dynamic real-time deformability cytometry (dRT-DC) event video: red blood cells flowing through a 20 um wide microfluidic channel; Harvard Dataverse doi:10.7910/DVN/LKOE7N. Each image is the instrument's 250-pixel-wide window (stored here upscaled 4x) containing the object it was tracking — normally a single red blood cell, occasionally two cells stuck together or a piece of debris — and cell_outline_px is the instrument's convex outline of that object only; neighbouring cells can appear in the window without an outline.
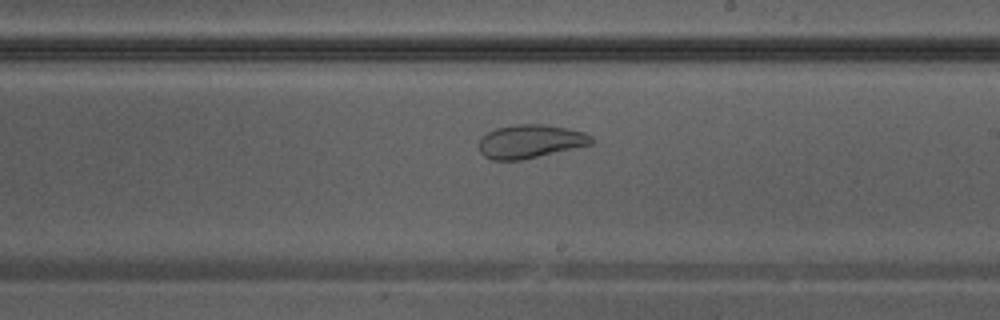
{"species": "Egyptian fruit bat (a non-hibernating species)", "species_latin": "Rousettus aegyptiacus", "temperature_condition": "warm", "stored_images_in_passage": 41, "camera_frame_rate_fps": 3000, "um_per_image_px": 0.085, "animal": {"sex": "male"}, "frame": {"image": 1, "passage_image": 24, "time_ms": 7.667, "image_size_px": [1000, 320], "cell_outline_px": [[592, 144], [520, 160], [492, 160], [484, 156], [480, 152], [480, 136], [496, 128], [516, 124], [544, 124], [568, 128], [584, 132], [592, 136]], "centroid_in_image_um": [45.06, 12.01], "position_along_channel_um": 243.9, "area_um2": 21.85}}
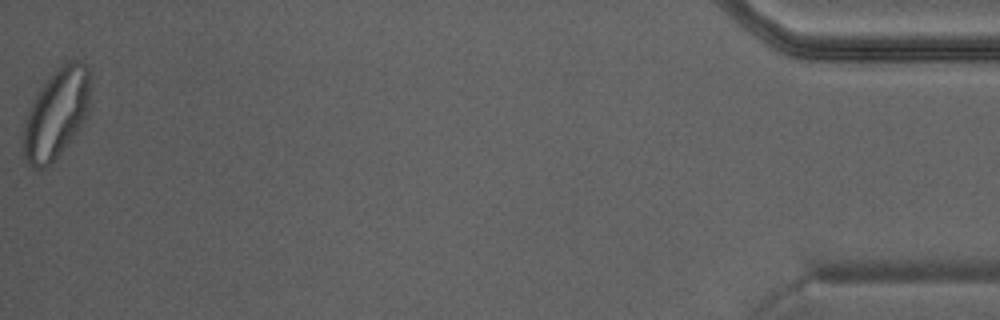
{"frame": {"image": 2, "passage_image": 41, "time_ms": 13.333, "image_size_px": [1000, 320], "cell_outline_px": [[92, 76], [88, 100], [84, 120], [76, 132], [52, 164], [48, 168], [40, 172], [32, 168], [24, 156], [20, 140], [24, 124], [28, 112], [40, 88], [48, 76], [60, 64], [72, 60], [80, 60], [88, 64]], "centroid_in_image_um": [4.77, 9.66], "position_along_channel_um": 430.4, "area_um2": 35.6}}